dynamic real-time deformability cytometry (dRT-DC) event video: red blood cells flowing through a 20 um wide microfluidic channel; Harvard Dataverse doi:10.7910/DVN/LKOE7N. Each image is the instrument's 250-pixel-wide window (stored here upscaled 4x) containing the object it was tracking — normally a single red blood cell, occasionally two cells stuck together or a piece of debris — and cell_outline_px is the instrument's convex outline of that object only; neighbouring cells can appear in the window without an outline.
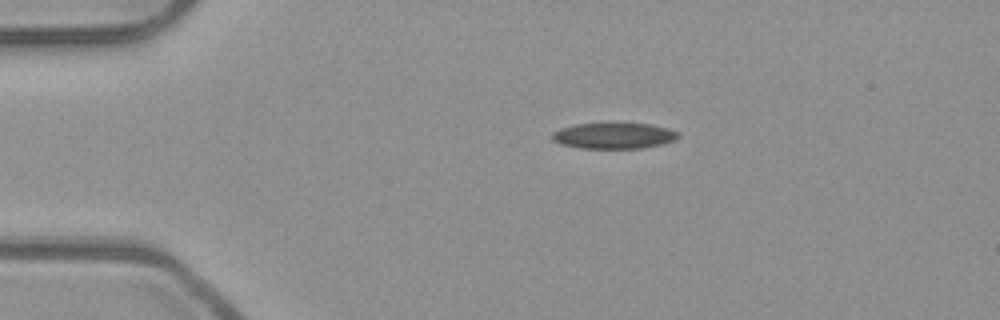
{"species": "common noctule bat (a hibernating species)", "species_latin": "Nyctalus noctula", "temperature_condition": "room temperature", "stored_images_in_passage": 43, "camera_frame_rate_fps": 3000, "um_per_image_px": 0.085, "animal": {"sex": "male", "body_mass_g": 23.1, "forearm_length_mm": 52.7}, "frame": {"image": 1, "passage_image": 1, "time_ms": 0.0, "image_size_px": [1000, 320], "cell_outline_px": [[680, 136], [676, 140], [664, 144], [640, 148], [580, 148], [560, 144], [552, 140], [552, 132], [560, 128], [576, 124], [608, 120], [652, 124], [668, 128], [680, 132]], "centroid_in_image_um": [52.2, 11.48], "position_along_channel_um": 32.8, "area_um2": 20.17}}
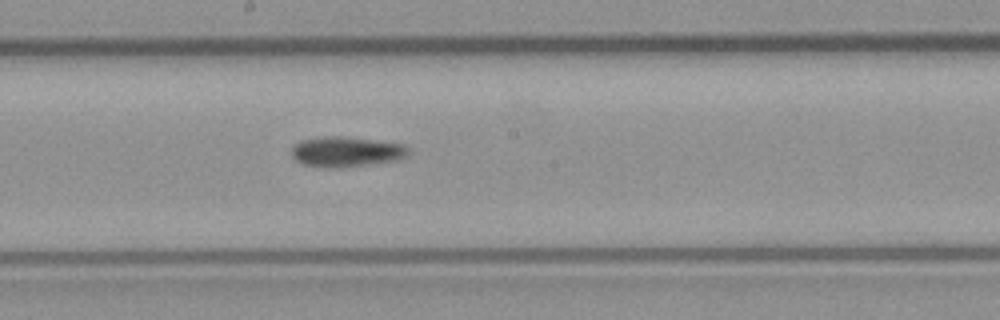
{"frame": {"image": 2, "passage_image": 19, "time_ms": 6.0, "image_size_px": [1000, 320], "cell_outline_px": [[408, 156], [396, 160], [372, 164], [336, 168], [332, 168], [304, 164], [296, 160], [292, 156], [292, 148], [300, 140], [324, 136], [340, 136], [404, 144], [408, 148]], "centroid_in_image_um": [29.43, 12.9], "position_along_channel_um": 218.8, "area_um2": 20.4}}
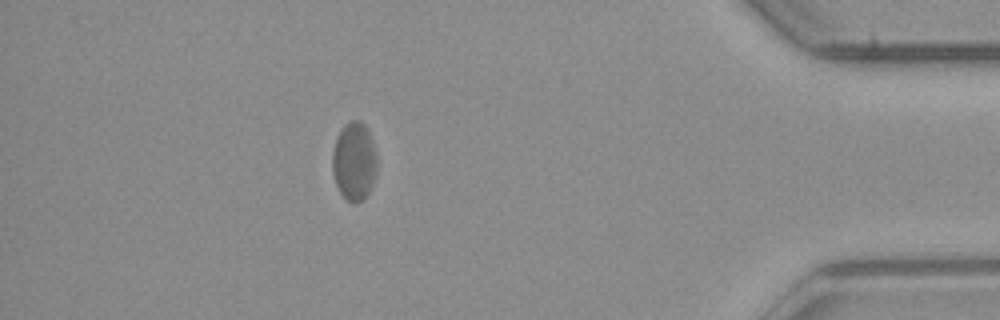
{"frame": {"image": 3, "passage_image": 37, "time_ms": 12.0, "image_size_px": [1000, 320], "cell_outline_px": [[376, 168], [372, 184], [364, 200], [356, 204], [348, 200], [340, 192], [336, 184], [332, 172], [332, 152], [336, 136], [344, 124], [352, 120], [360, 120], [364, 124], [372, 140], [376, 152]], "centroid_in_image_um": [30.08, 13.7], "position_along_channel_um": 405.1, "area_um2": 20.4}, "authors_computed_cell_mechanics": {"area_um2": 20.0566, "velocity_mm_per_s": 3.9093, "shape_relaxation_time_tau1_ms": null, "shape_relaxation_time_tau2_ms": 2.905, "deformation_change_tau1": null, "deformation_change_tau2": 0.0697}}